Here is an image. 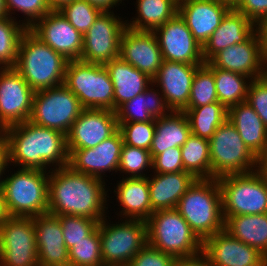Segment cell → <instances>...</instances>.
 <instances>
[{
    "mask_svg": "<svg viewBox=\"0 0 267 266\" xmlns=\"http://www.w3.org/2000/svg\"><path fill=\"white\" fill-rule=\"evenodd\" d=\"M105 182L101 178L55 168L49 175V207L52 215L82 216L100 222L106 208Z\"/></svg>",
    "mask_w": 267,
    "mask_h": 266,
    "instance_id": "1",
    "label": "cell"
},
{
    "mask_svg": "<svg viewBox=\"0 0 267 266\" xmlns=\"http://www.w3.org/2000/svg\"><path fill=\"white\" fill-rule=\"evenodd\" d=\"M5 144L8 163L24 169L46 171L51 163L58 168L68 166L66 135L29 120L7 127Z\"/></svg>",
    "mask_w": 267,
    "mask_h": 266,
    "instance_id": "2",
    "label": "cell"
},
{
    "mask_svg": "<svg viewBox=\"0 0 267 266\" xmlns=\"http://www.w3.org/2000/svg\"><path fill=\"white\" fill-rule=\"evenodd\" d=\"M67 62L27 29L20 40L14 69L36 92L62 85Z\"/></svg>",
    "mask_w": 267,
    "mask_h": 266,
    "instance_id": "3",
    "label": "cell"
},
{
    "mask_svg": "<svg viewBox=\"0 0 267 266\" xmlns=\"http://www.w3.org/2000/svg\"><path fill=\"white\" fill-rule=\"evenodd\" d=\"M176 210L202 242L223 231L222 194L217 178L197 179L180 198Z\"/></svg>",
    "mask_w": 267,
    "mask_h": 266,
    "instance_id": "4",
    "label": "cell"
},
{
    "mask_svg": "<svg viewBox=\"0 0 267 266\" xmlns=\"http://www.w3.org/2000/svg\"><path fill=\"white\" fill-rule=\"evenodd\" d=\"M46 173L20 168L2 179L1 188L11 217H36L48 213L49 175Z\"/></svg>",
    "mask_w": 267,
    "mask_h": 266,
    "instance_id": "5",
    "label": "cell"
},
{
    "mask_svg": "<svg viewBox=\"0 0 267 266\" xmlns=\"http://www.w3.org/2000/svg\"><path fill=\"white\" fill-rule=\"evenodd\" d=\"M147 244L175 258L202 251V241L176 209L154 211L146 220Z\"/></svg>",
    "mask_w": 267,
    "mask_h": 266,
    "instance_id": "6",
    "label": "cell"
},
{
    "mask_svg": "<svg viewBox=\"0 0 267 266\" xmlns=\"http://www.w3.org/2000/svg\"><path fill=\"white\" fill-rule=\"evenodd\" d=\"M63 84L79 99L84 109L114 111V86L104 65L68 61Z\"/></svg>",
    "mask_w": 267,
    "mask_h": 266,
    "instance_id": "7",
    "label": "cell"
},
{
    "mask_svg": "<svg viewBox=\"0 0 267 266\" xmlns=\"http://www.w3.org/2000/svg\"><path fill=\"white\" fill-rule=\"evenodd\" d=\"M223 217L267 213V184L256 172L217 178Z\"/></svg>",
    "mask_w": 267,
    "mask_h": 266,
    "instance_id": "8",
    "label": "cell"
},
{
    "mask_svg": "<svg viewBox=\"0 0 267 266\" xmlns=\"http://www.w3.org/2000/svg\"><path fill=\"white\" fill-rule=\"evenodd\" d=\"M209 145L211 179L256 171L257 157L248 149L236 127L228 119L209 139Z\"/></svg>",
    "mask_w": 267,
    "mask_h": 266,
    "instance_id": "9",
    "label": "cell"
},
{
    "mask_svg": "<svg viewBox=\"0 0 267 266\" xmlns=\"http://www.w3.org/2000/svg\"><path fill=\"white\" fill-rule=\"evenodd\" d=\"M103 266H127L147 244L144 220L127 219L120 224H98Z\"/></svg>",
    "mask_w": 267,
    "mask_h": 266,
    "instance_id": "10",
    "label": "cell"
},
{
    "mask_svg": "<svg viewBox=\"0 0 267 266\" xmlns=\"http://www.w3.org/2000/svg\"><path fill=\"white\" fill-rule=\"evenodd\" d=\"M83 109L79 99L62 84L34 93L29 121L67 136Z\"/></svg>",
    "mask_w": 267,
    "mask_h": 266,
    "instance_id": "11",
    "label": "cell"
},
{
    "mask_svg": "<svg viewBox=\"0 0 267 266\" xmlns=\"http://www.w3.org/2000/svg\"><path fill=\"white\" fill-rule=\"evenodd\" d=\"M0 266H39L33 217H10L0 226Z\"/></svg>",
    "mask_w": 267,
    "mask_h": 266,
    "instance_id": "12",
    "label": "cell"
},
{
    "mask_svg": "<svg viewBox=\"0 0 267 266\" xmlns=\"http://www.w3.org/2000/svg\"><path fill=\"white\" fill-rule=\"evenodd\" d=\"M114 16L113 12H102L84 34L80 61L94 64L110 62L120 56V39L126 20Z\"/></svg>",
    "mask_w": 267,
    "mask_h": 266,
    "instance_id": "13",
    "label": "cell"
},
{
    "mask_svg": "<svg viewBox=\"0 0 267 266\" xmlns=\"http://www.w3.org/2000/svg\"><path fill=\"white\" fill-rule=\"evenodd\" d=\"M34 93L14 68L0 67V125L4 129L30 119Z\"/></svg>",
    "mask_w": 267,
    "mask_h": 266,
    "instance_id": "14",
    "label": "cell"
},
{
    "mask_svg": "<svg viewBox=\"0 0 267 266\" xmlns=\"http://www.w3.org/2000/svg\"><path fill=\"white\" fill-rule=\"evenodd\" d=\"M163 60L203 65V47L193 37L185 21L177 13L172 19L153 31Z\"/></svg>",
    "mask_w": 267,
    "mask_h": 266,
    "instance_id": "15",
    "label": "cell"
},
{
    "mask_svg": "<svg viewBox=\"0 0 267 266\" xmlns=\"http://www.w3.org/2000/svg\"><path fill=\"white\" fill-rule=\"evenodd\" d=\"M29 30L68 61L80 60L84 35L60 11L51 10Z\"/></svg>",
    "mask_w": 267,
    "mask_h": 266,
    "instance_id": "16",
    "label": "cell"
},
{
    "mask_svg": "<svg viewBox=\"0 0 267 266\" xmlns=\"http://www.w3.org/2000/svg\"><path fill=\"white\" fill-rule=\"evenodd\" d=\"M118 130L116 112L83 109L66 136L67 150L93 148Z\"/></svg>",
    "mask_w": 267,
    "mask_h": 266,
    "instance_id": "17",
    "label": "cell"
},
{
    "mask_svg": "<svg viewBox=\"0 0 267 266\" xmlns=\"http://www.w3.org/2000/svg\"><path fill=\"white\" fill-rule=\"evenodd\" d=\"M208 62L215 68L248 76L250 80L267 74V58L256 32L247 41L220 50Z\"/></svg>",
    "mask_w": 267,
    "mask_h": 266,
    "instance_id": "18",
    "label": "cell"
},
{
    "mask_svg": "<svg viewBox=\"0 0 267 266\" xmlns=\"http://www.w3.org/2000/svg\"><path fill=\"white\" fill-rule=\"evenodd\" d=\"M202 251L213 266H267V257L225 230L207 237Z\"/></svg>",
    "mask_w": 267,
    "mask_h": 266,
    "instance_id": "19",
    "label": "cell"
},
{
    "mask_svg": "<svg viewBox=\"0 0 267 266\" xmlns=\"http://www.w3.org/2000/svg\"><path fill=\"white\" fill-rule=\"evenodd\" d=\"M119 130L93 148L68 151V166L76 172L103 178L101 173L119 169V160L123 146Z\"/></svg>",
    "mask_w": 267,
    "mask_h": 266,
    "instance_id": "20",
    "label": "cell"
},
{
    "mask_svg": "<svg viewBox=\"0 0 267 266\" xmlns=\"http://www.w3.org/2000/svg\"><path fill=\"white\" fill-rule=\"evenodd\" d=\"M120 57L152 79L163 62L158 40L153 31H138L128 27L120 39Z\"/></svg>",
    "mask_w": 267,
    "mask_h": 266,
    "instance_id": "21",
    "label": "cell"
},
{
    "mask_svg": "<svg viewBox=\"0 0 267 266\" xmlns=\"http://www.w3.org/2000/svg\"><path fill=\"white\" fill-rule=\"evenodd\" d=\"M230 9L220 0L178 1V14L202 47Z\"/></svg>",
    "mask_w": 267,
    "mask_h": 266,
    "instance_id": "22",
    "label": "cell"
},
{
    "mask_svg": "<svg viewBox=\"0 0 267 266\" xmlns=\"http://www.w3.org/2000/svg\"><path fill=\"white\" fill-rule=\"evenodd\" d=\"M199 66L163 60L152 81L157 87L159 84L162 96L172 111H183L187 107L192 81Z\"/></svg>",
    "mask_w": 267,
    "mask_h": 266,
    "instance_id": "23",
    "label": "cell"
},
{
    "mask_svg": "<svg viewBox=\"0 0 267 266\" xmlns=\"http://www.w3.org/2000/svg\"><path fill=\"white\" fill-rule=\"evenodd\" d=\"M39 266H69L62 225L58 216L45 213L33 217Z\"/></svg>",
    "mask_w": 267,
    "mask_h": 266,
    "instance_id": "24",
    "label": "cell"
},
{
    "mask_svg": "<svg viewBox=\"0 0 267 266\" xmlns=\"http://www.w3.org/2000/svg\"><path fill=\"white\" fill-rule=\"evenodd\" d=\"M254 27L255 23L231 8L203 46L204 62H208L220 50L247 41L255 33Z\"/></svg>",
    "mask_w": 267,
    "mask_h": 266,
    "instance_id": "25",
    "label": "cell"
},
{
    "mask_svg": "<svg viewBox=\"0 0 267 266\" xmlns=\"http://www.w3.org/2000/svg\"><path fill=\"white\" fill-rule=\"evenodd\" d=\"M196 180L197 178L187 171L156 173L151 180L148 177L151 209H176L180 198Z\"/></svg>",
    "mask_w": 267,
    "mask_h": 266,
    "instance_id": "26",
    "label": "cell"
},
{
    "mask_svg": "<svg viewBox=\"0 0 267 266\" xmlns=\"http://www.w3.org/2000/svg\"><path fill=\"white\" fill-rule=\"evenodd\" d=\"M104 66L114 86V111L125 102L142 94L148 88V84H153L151 77L124 61L120 56Z\"/></svg>",
    "mask_w": 267,
    "mask_h": 266,
    "instance_id": "27",
    "label": "cell"
},
{
    "mask_svg": "<svg viewBox=\"0 0 267 266\" xmlns=\"http://www.w3.org/2000/svg\"><path fill=\"white\" fill-rule=\"evenodd\" d=\"M227 119L236 127L241 139L256 157L267 151V128L247 102L229 107Z\"/></svg>",
    "mask_w": 267,
    "mask_h": 266,
    "instance_id": "28",
    "label": "cell"
},
{
    "mask_svg": "<svg viewBox=\"0 0 267 266\" xmlns=\"http://www.w3.org/2000/svg\"><path fill=\"white\" fill-rule=\"evenodd\" d=\"M117 199L122 205V211L128 219L146 221L154 212L151 209L150 192L148 186V177L123 178L118 183Z\"/></svg>",
    "mask_w": 267,
    "mask_h": 266,
    "instance_id": "29",
    "label": "cell"
},
{
    "mask_svg": "<svg viewBox=\"0 0 267 266\" xmlns=\"http://www.w3.org/2000/svg\"><path fill=\"white\" fill-rule=\"evenodd\" d=\"M191 135L189 121L183 111H172L155 119V133L150 146L152 159L166 149L182 147Z\"/></svg>",
    "mask_w": 267,
    "mask_h": 266,
    "instance_id": "30",
    "label": "cell"
},
{
    "mask_svg": "<svg viewBox=\"0 0 267 266\" xmlns=\"http://www.w3.org/2000/svg\"><path fill=\"white\" fill-rule=\"evenodd\" d=\"M165 110L172 112L165 98L148 87L142 94L122 104L115 112L117 122H147L168 115Z\"/></svg>",
    "mask_w": 267,
    "mask_h": 266,
    "instance_id": "31",
    "label": "cell"
},
{
    "mask_svg": "<svg viewBox=\"0 0 267 266\" xmlns=\"http://www.w3.org/2000/svg\"><path fill=\"white\" fill-rule=\"evenodd\" d=\"M224 218V230L267 257V213Z\"/></svg>",
    "mask_w": 267,
    "mask_h": 266,
    "instance_id": "32",
    "label": "cell"
},
{
    "mask_svg": "<svg viewBox=\"0 0 267 266\" xmlns=\"http://www.w3.org/2000/svg\"><path fill=\"white\" fill-rule=\"evenodd\" d=\"M179 0H137L135 20L126 26L138 31H154L178 13Z\"/></svg>",
    "mask_w": 267,
    "mask_h": 266,
    "instance_id": "33",
    "label": "cell"
},
{
    "mask_svg": "<svg viewBox=\"0 0 267 266\" xmlns=\"http://www.w3.org/2000/svg\"><path fill=\"white\" fill-rule=\"evenodd\" d=\"M205 64L213 71L218 102L226 109L238 103L246 102L249 87L246 80L250 77L215 68L209 62Z\"/></svg>",
    "mask_w": 267,
    "mask_h": 266,
    "instance_id": "34",
    "label": "cell"
},
{
    "mask_svg": "<svg viewBox=\"0 0 267 266\" xmlns=\"http://www.w3.org/2000/svg\"><path fill=\"white\" fill-rule=\"evenodd\" d=\"M183 112L189 121L191 134L208 140L227 120V109L220 102L197 108H185Z\"/></svg>",
    "mask_w": 267,
    "mask_h": 266,
    "instance_id": "35",
    "label": "cell"
},
{
    "mask_svg": "<svg viewBox=\"0 0 267 266\" xmlns=\"http://www.w3.org/2000/svg\"><path fill=\"white\" fill-rule=\"evenodd\" d=\"M184 171L197 179H211L209 140L191 134L181 147Z\"/></svg>",
    "mask_w": 267,
    "mask_h": 266,
    "instance_id": "36",
    "label": "cell"
},
{
    "mask_svg": "<svg viewBox=\"0 0 267 266\" xmlns=\"http://www.w3.org/2000/svg\"><path fill=\"white\" fill-rule=\"evenodd\" d=\"M14 17H0V66L1 68H14L20 40L27 28L17 23ZM4 65V66H3Z\"/></svg>",
    "mask_w": 267,
    "mask_h": 266,
    "instance_id": "37",
    "label": "cell"
},
{
    "mask_svg": "<svg viewBox=\"0 0 267 266\" xmlns=\"http://www.w3.org/2000/svg\"><path fill=\"white\" fill-rule=\"evenodd\" d=\"M218 102L213 71L204 63L194 75L186 108H197Z\"/></svg>",
    "mask_w": 267,
    "mask_h": 266,
    "instance_id": "38",
    "label": "cell"
},
{
    "mask_svg": "<svg viewBox=\"0 0 267 266\" xmlns=\"http://www.w3.org/2000/svg\"><path fill=\"white\" fill-rule=\"evenodd\" d=\"M69 266H103L98 227L69 249Z\"/></svg>",
    "mask_w": 267,
    "mask_h": 266,
    "instance_id": "39",
    "label": "cell"
},
{
    "mask_svg": "<svg viewBox=\"0 0 267 266\" xmlns=\"http://www.w3.org/2000/svg\"><path fill=\"white\" fill-rule=\"evenodd\" d=\"M59 11L82 35L88 31L102 13L101 10L86 0H73L63 6Z\"/></svg>",
    "mask_w": 267,
    "mask_h": 266,
    "instance_id": "40",
    "label": "cell"
},
{
    "mask_svg": "<svg viewBox=\"0 0 267 266\" xmlns=\"http://www.w3.org/2000/svg\"><path fill=\"white\" fill-rule=\"evenodd\" d=\"M62 225L66 248L71 249L76 243L85 240L97 227L99 222L87 217L58 215Z\"/></svg>",
    "mask_w": 267,
    "mask_h": 266,
    "instance_id": "41",
    "label": "cell"
},
{
    "mask_svg": "<svg viewBox=\"0 0 267 266\" xmlns=\"http://www.w3.org/2000/svg\"><path fill=\"white\" fill-rule=\"evenodd\" d=\"M123 143L150 150L155 133V119L147 122H117Z\"/></svg>",
    "mask_w": 267,
    "mask_h": 266,
    "instance_id": "42",
    "label": "cell"
},
{
    "mask_svg": "<svg viewBox=\"0 0 267 266\" xmlns=\"http://www.w3.org/2000/svg\"><path fill=\"white\" fill-rule=\"evenodd\" d=\"M152 160L149 150L123 144L118 171L131 173V178L147 177L143 171L146 167L152 168Z\"/></svg>",
    "mask_w": 267,
    "mask_h": 266,
    "instance_id": "43",
    "label": "cell"
},
{
    "mask_svg": "<svg viewBox=\"0 0 267 266\" xmlns=\"http://www.w3.org/2000/svg\"><path fill=\"white\" fill-rule=\"evenodd\" d=\"M7 16L16 9L27 15V21L22 24L30 29L37 21L51 11L46 0H5Z\"/></svg>",
    "mask_w": 267,
    "mask_h": 266,
    "instance_id": "44",
    "label": "cell"
},
{
    "mask_svg": "<svg viewBox=\"0 0 267 266\" xmlns=\"http://www.w3.org/2000/svg\"><path fill=\"white\" fill-rule=\"evenodd\" d=\"M246 102L255 110L267 128V74L249 81Z\"/></svg>",
    "mask_w": 267,
    "mask_h": 266,
    "instance_id": "45",
    "label": "cell"
},
{
    "mask_svg": "<svg viewBox=\"0 0 267 266\" xmlns=\"http://www.w3.org/2000/svg\"><path fill=\"white\" fill-rule=\"evenodd\" d=\"M175 257L146 244L127 266H174Z\"/></svg>",
    "mask_w": 267,
    "mask_h": 266,
    "instance_id": "46",
    "label": "cell"
},
{
    "mask_svg": "<svg viewBox=\"0 0 267 266\" xmlns=\"http://www.w3.org/2000/svg\"><path fill=\"white\" fill-rule=\"evenodd\" d=\"M154 173H175L184 171L182 162L181 147L166 149L161 154L156 155L152 160Z\"/></svg>",
    "mask_w": 267,
    "mask_h": 266,
    "instance_id": "47",
    "label": "cell"
},
{
    "mask_svg": "<svg viewBox=\"0 0 267 266\" xmlns=\"http://www.w3.org/2000/svg\"><path fill=\"white\" fill-rule=\"evenodd\" d=\"M235 9L256 24L267 16V0H241Z\"/></svg>",
    "mask_w": 267,
    "mask_h": 266,
    "instance_id": "48",
    "label": "cell"
},
{
    "mask_svg": "<svg viewBox=\"0 0 267 266\" xmlns=\"http://www.w3.org/2000/svg\"><path fill=\"white\" fill-rule=\"evenodd\" d=\"M174 266H213L207 255L201 251L193 256L176 258Z\"/></svg>",
    "mask_w": 267,
    "mask_h": 266,
    "instance_id": "49",
    "label": "cell"
},
{
    "mask_svg": "<svg viewBox=\"0 0 267 266\" xmlns=\"http://www.w3.org/2000/svg\"><path fill=\"white\" fill-rule=\"evenodd\" d=\"M255 26H257L255 32L259 38L263 54L267 58V16L260 19Z\"/></svg>",
    "mask_w": 267,
    "mask_h": 266,
    "instance_id": "50",
    "label": "cell"
},
{
    "mask_svg": "<svg viewBox=\"0 0 267 266\" xmlns=\"http://www.w3.org/2000/svg\"><path fill=\"white\" fill-rule=\"evenodd\" d=\"M256 172L267 184V151L257 157Z\"/></svg>",
    "mask_w": 267,
    "mask_h": 266,
    "instance_id": "51",
    "label": "cell"
},
{
    "mask_svg": "<svg viewBox=\"0 0 267 266\" xmlns=\"http://www.w3.org/2000/svg\"><path fill=\"white\" fill-rule=\"evenodd\" d=\"M86 1L91 5H94L102 12H109L114 7V5H117L118 2L120 1L122 2V0H86Z\"/></svg>",
    "mask_w": 267,
    "mask_h": 266,
    "instance_id": "52",
    "label": "cell"
},
{
    "mask_svg": "<svg viewBox=\"0 0 267 266\" xmlns=\"http://www.w3.org/2000/svg\"><path fill=\"white\" fill-rule=\"evenodd\" d=\"M10 217L11 215L7 208L5 196L2 188L0 187V226L3 225Z\"/></svg>",
    "mask_w": 267,
    "mask_h": 266,
    "instance_id": "53",
    "label": "cell"
},
{
    "mask_svg": "<svg viewBox=\"0 0 267 266\" xmlns=\"http://www.w3.org/2000/svg\"><path fill=\"white\" fill-rule=\"evenodd\" d=\"M8 166L7 148L5 142L0 146V187H1V176H3L5 168ZM3 173V174H2Z\"/></svg>",
    "mask_w": 267,
    "mask_h": 266,
    "instance_id": "54",
    "label": "cell"
},
{
    "mask_svg": "<svg viewBox=\"0 0 267 266\" xmlns=\"http://www.w3.org/2000/svg\"><path fill=\"white\" fill-rule=\"evenodd\" d=\"M51 10L59 11L63 6L69 4L73 0H46Z\"/></svg>",
    "mask_w": 267,
    "mask_h": 266,
    "instance_id": "55",
    "label": "cell"
},
{
    "mask_svg": "<svg viewBox=\"0 0 267 266\" xmlns=\"http://www.w3.org/2000/svg\"><path fill=\"white\" fill-rule=\"evenodd\" d=\"M7 16L5 0H0V17Z\"/></svg>",
    "mask_w": 267,
    "mask_h": 266,
    "instance_id": "56",
    "label": "cell"
},
{
    "mask_svg": "<svg viewBox=\"0 0 267 266\" xmlns=\"http://www.w3.org/2000/svg\"><path fill=\"white\" fill-rule=\"evenodd\" d=\"M220 1L229 5L231 8H235L241 0H220Z\"/></svg>",
    "mask_w": 267,
    "mask_h": 266,
    "instance_id": "57",
    "label": "cell"
},
{
    "mask_svg": "<svg viewBox=\"0 0 267 266\" xmlns=\"http://www.w3.org/2000/svg\"><path fill=\"white\" fill-rule=\"evenodd\" d=\"M5 142V129L0 125V146Z\"/></svg>",
    "mask_w": 267,
    "mask_h": 266,
    "instance_id": "58",
    "label": "cell"
}]
</instances>
